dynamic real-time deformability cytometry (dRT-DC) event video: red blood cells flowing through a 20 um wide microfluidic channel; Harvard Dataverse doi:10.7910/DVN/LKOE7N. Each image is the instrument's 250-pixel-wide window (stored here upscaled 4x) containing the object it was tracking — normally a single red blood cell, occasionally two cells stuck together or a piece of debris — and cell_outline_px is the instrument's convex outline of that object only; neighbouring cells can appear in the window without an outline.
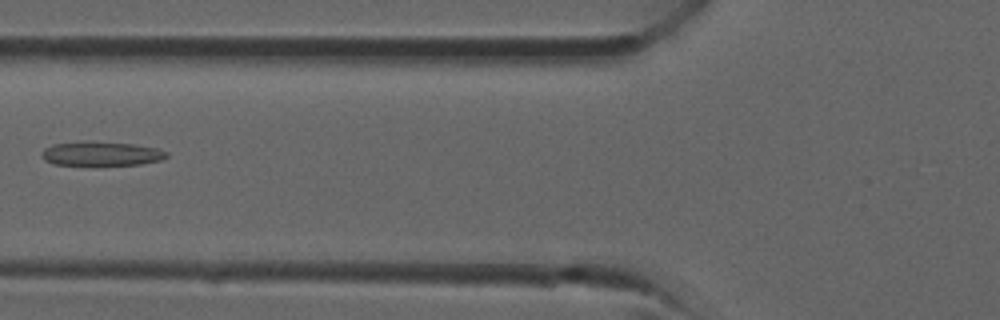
{"species": "common noctule bat (a hibernating species)", "species_latin": "Nyctalus noctula", "temperature_condition": "room temperature", "stored_images_in_passage": 28, "camera_frame_rate_fps": 3000, "um_per_image_px": 0.085, "animal": {"sex": "male", "forearm_length_mm": 52.5}, "frame": {"image": 1, "passage_image": 8, "time_ms": 2.333, "image_size_px": [1000, 320], "cell_outline_px": [[168, 156], [160, 160], [140, 164], [96, 168], [52, 164], [44, 160], [40, 156], [40, 152], [44, 148], [52, 144], [84, 140], [132, 144], [156, 148], [168, 152]], "centroid_in_image_um": [8.51, 13.1], "position_along_channel_um": 117.3, "area_um2": 18.84}}
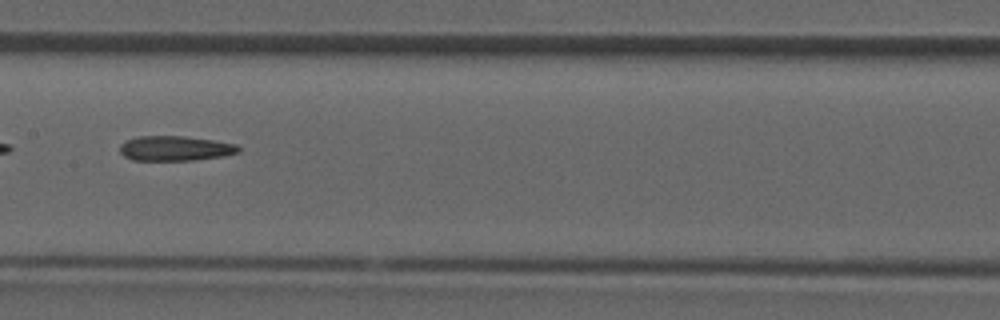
{"frame": {"image": 2, "passage_image": 12, "time_ms": 3.667, "image_size_px": [1000, 320], "cell_outline_px": [[240, 152], [224, 156], [196, 160], [132, 160], [124, 156], [120, 152], [120, 144], [128, 140], [140, 136], [184, 136], [212, 140], [236, 144], [240, 148]], "centroid_in_image_um": [14.91, 12.62], "position_along_channel_um": 192.5, "area_um2": 17.17}}
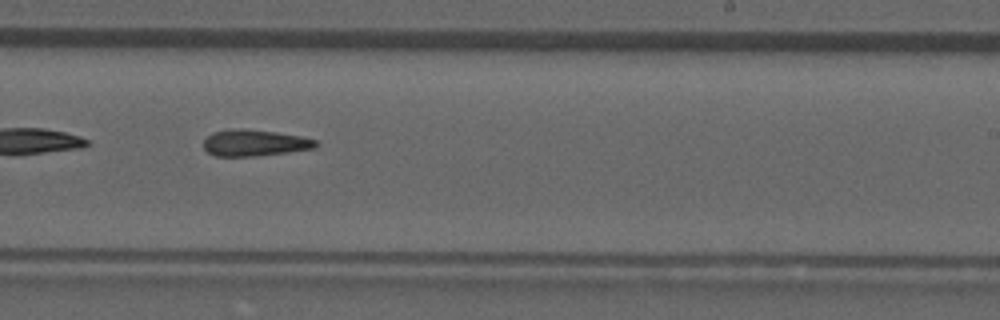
{"frame": {"image": 3, "passage_image": 16, "time_ms": 5.0, "image_size_px": [1000, 320], "cell_outline_px": [[320, 144], [316, 148], [288, 152], [256, 156], [216, 156], [208, 152], [204, 148], [204, 140], [212, 132], [228, 128], [244, 128], [276, 132], [300, 136], [316, 140]], "centroid_in_image_um": [21.64, 12.13], "position_along_channel_um": 267.4, "area_um2": 17.46}}